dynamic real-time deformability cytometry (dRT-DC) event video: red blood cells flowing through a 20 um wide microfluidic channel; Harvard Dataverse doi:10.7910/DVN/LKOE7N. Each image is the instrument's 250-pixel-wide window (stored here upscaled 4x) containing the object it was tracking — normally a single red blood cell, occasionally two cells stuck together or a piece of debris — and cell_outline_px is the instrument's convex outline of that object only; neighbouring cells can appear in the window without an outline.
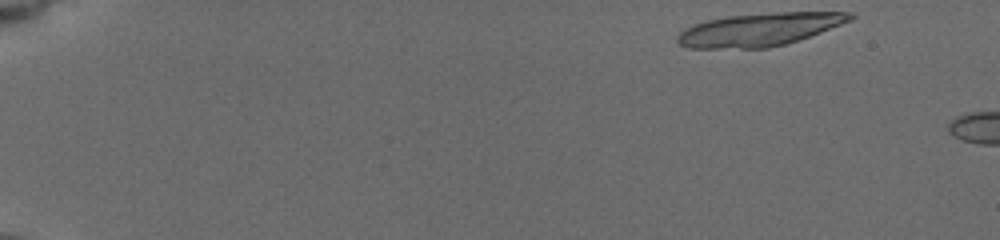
{"species": "common noctule bat (a hibernating species)", "species_latin": "Nyctalus noctula", "temperature_condition": "cold", "stored_images_in_passage": 5, "camera_frame_rate_fps": 3000, "um_per_image_px": 0.085, "animal": {"sex": "female", "body_mass_g": 19.5, "forearm_length_mm": 54.1}, "frame": {"image": 1, "passage_image": 1, "time_ms": 0.0, "image_size_px": [1000, 240], "cell_outline_px": [[856, 16], [852, 20], [820, 32], [784, 44], [768, 48], [688, 48], [680, 44], [676, 40], [676, 36], [684, 28], [708, 20], [728, 16], [776, 12], [852, 12]], "centroid_in_image_um": [64.54, 2.5], "position_along_channel_um": 20.5, "area_um2": 32.89}}